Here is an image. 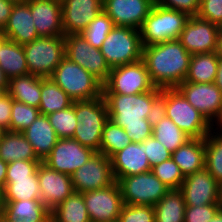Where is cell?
<instances>
[{
	"mask_svg": "<svg viewBox=\"0 0 222 222\" xmlns=\"http://www.w3.org/2000/svg\"><path fill=\"white\" fill-rule=\"evenodd\" d=\"M216 53L222 57V27H220V30L218 33Z\"/></svg>",
	"mask_w": 222,
	"mask_h": 222,
	"instance_id": "11a10c76",
	"label": "cell"
},
{
	"mask_svg": "<svg viewBox=\"0 0 222 222\" xmlns=\"http://www.w3.org/2000/svg\"><path fill=\"white\" fill-rule=\"evenodd\" d=\"M61 6L64 35L80 34L103 10V0H63Z\"/></svg>",
	"mask_w": 222,
	"mask_h": 222,
	"instance_id": "ffe728a7",
	"label": "cell"
},
{
	"mask_svg": "<svg viewBox=\"0 0 222 222\" xmlns=\"http://www.w3.org/2000/svg\"><path fill=\"white\" fill-rule=\"evenodd\" d=\"M37 178L40 201L50 211L74 192L70 175L57 172L43 162L38 165Z\"/></svg>",
	"mask_w": 222,
	"mask_h": 222,
	"instance_id": "e0dca14e",
	"label": "cell"
},
{
	"mask_svg": "<svg viewBox=\"0 0 222 222\" xmlns=\"http://www.w3.org/2000/svg\"><path fill=\"white\" fill-rule=\"evenodd\" d=\"M154 4L187 14L189 17L197 16L200 0H154Z\"/></svg>",
	"mask_w": 222,
	"mask_h": 222,
	"instance_id": "7dc6e473",
	"label": "cell"
},
{
	"mask_svg": "<svg viewBox=\"0 0 222 222\" xmlns=\"http://www.w3.org/2000/svg\"><path fill=\"white\" fill-rule=\"evenodd\" d=\"M47 118L58 138H73L78 124L75 115V101L70 107L47 115Z\"/></svg>",
	"mask_w": 222,
	"mask_h": 222,
	"instance_id": "f35d334b",
	"label": "cell"
},
{
	"mask_svg": "<svg viewBox=\"0 0 222 222\" xmlns=\"http://www.w3.org/2000/svg\"><path fill=\"white\" fill-rule=\"evenodd\" d=\"M218 212V204H207L200 207L186 206L184 222H210Z\"/></svg>",
	"mask_w": 222,
	"mask_h": 222,
	"instance_id": "7bdbcfd3",
	"label": "cell"
},
{
	"mask_svg": "<svg viewBox=\"0 0 222 222\" xmlns=\"http://www.w3.org/2000/svg\"><path fill=\"white\" fill-rule=\"evenodd\" d=\"M164 117H166V88L161 89V93L153 100L147 120L155 126Z\"/></svg>",
	"mask_w": 222,
	"mask_h": 222,
	"instance_id": "c3c4849f",
	"label": "cell"
},
{
	"mask_svg": "<svg viewBox=\"0 0 222 222\" xmlns=\"http://www.w3.org/2000/svg\"><path fill=\"white\" fill-rule=\"evenodd\" d=\"M171 158L179 166L184 177L203 169L205 167L204 138L188 140L172 153Z\"/></svg>",
	"mask_w": 222,
	"mask_h": 222,
	"instance_id": "484cf974",
	"label": "cell"
},
{
	"mask_svg": "<svg viewBox=\"0 0 222 222\" xmlns=\"http://www.w3.org/2000/svg\"><path fill=\"white\" fill-rule=\"evenodd\" d=\"M210 222H222V216L221 214L218 212L212 219Z\"/></svg>",
	"mask_w": 222,
	"mask_h": 222,
	"instance_id": "6f0895ef",
	"label": "cell"
},
{
	"mask_svg": "<svg viewBox=\"0 0 222 222\" xmlns=\"http://www.w3.org/2000/svg\"><path fill=\"white\" fill-rule=\"evenodd\" d=\"M23 49L29 74L47 78L65 57L64 36H41Z\"/></svg>",
	"mask_w": 222,
	"mask_h": 222,
	"instance_id": "52a82bcc",
	"label": "cell"
},
{
	"mask_svg": "<svg viewBox=\"0 0 222 222\" xmlns=\"http://www.w3.org/2000/svg\"><path fill=\"white\" fill-rule=\"evenodd\" d=\"M7 92L13 100L39 108L41 77L27 74L12 78L9 80Z\"/></svg>",
	"mask_w": 222,
	"mask_h": 222,
	"instance_id": "f1b7e54d",
	"label": "cell"
},
{
	"mask_svg": "<svg viewBox=\"0 0 222 222\" xmlns=\"http://www.w3.org/2000/svg\"><path fill=\"white\" fill-rule=\"evenodd\" d=\"M14 4L15 3L10 0H0V32L4 29L8 22Z\"/></svg>",
	"mask_w": 222,
	"mask_h": 222,
	"instance_id": "f907efd6",
	"label": "cell"
},
{
	"mask_svg": "<svg viewBox=\"0 0 222 222\" xmlns=\"http://www.w3.org/2000/svg\"><path fill=\"white\" fill-rule=\"evenodd\" d=\"M176 88L214 127H222V92L215 83L182 82Z\"/></svg>",
	"mask_w": 222,
	"mask_h": 222,
	"instance_id": "8fae6325",
	"label": "cell"
},
{
	"mask_svg": "<svg viewBox=\"0 0 222 222\" xmlns=\"http://www.w3.org/2000/svg\"><path fill=\"white\" fill-rule=\"evenodd\" d=\"M3 201L40 200L37 176L6 178Z\"/></svg>",
	"mask_w": 222,
	"mask_h": 222,
	"instance_id": "836d02e7",
	"label": "cell"
},
{
	"mask_svg": "<svg viewBox=\"0 0 222 222\" xmlns=\"http://www.w3.org/2000/svg\"><path fill=\"white\" fill-rule=\"evenodd\" d=\"M110 69L142 60L140 31L127 26H114L101 48Z\"/></svg>",
	"mask_w": 222,
	"mask_h": 222,
	"instance_id": "8992f818",
	"label": "cell"
},
{
	"mask_svg": "<svg viewBox=\"0 0 222 222\" xmlns=\"http://www.w3.org/2000/svg\"><path fill=\"white\" fill-rule=\"evenodd\" d=\"M190 58L178 39L143 46L142 60L152 83L160 89L176 88L185 81Z\"/></svg>",
	"mask_w": 222,
	"mask_h": 222,
	"instance_id": "7a4b0ae2",
	"label": "cell"
},
{
	"mask_svg": "<svg viewBox=\"0 0 222 222\" xmlns=\"http://www.w3.org/2000/svg\"><path fill=\"white\" fill-rule=\"evenodd\" d=\"M197 16L221 27L222 0H200V8Z\"/></svg>",
	"mask_w": 222,
	"mask_h": 222,
	"instance_id": "bcb514c9",
	"label": "cell"
},
{
	"mask_svg": "<svg viewBox=\"0 0 222 222\" xmlns=\"http://www.w3.org/2000/svg\"><path fill=\"white\" fill-rule=\"evenodd\" d=\"M22 133L41 161L49 155L59 139L47 116L41 114Z\"/></svg>",
	"mask_w": 222,
	"mask_h": 222,
	"instance_id": "cb8c5ba5",
	"label": "cell"
},
{
	"mask_svg": "<svg viewBox=\"0 0 222 222\" xmlns=\"http://www.w3.org/2000/svg\"><path fill=\"white\" fill-rule=\"evenodd\" d=\"M91 222H117L124 205L118 182L82 193Z\"/></svg>",
	"mask_w": 222,
	"mask_h": 222,
	"instance_id": "9a60e30c",
	"label": "cell"
},
{
	"mask_svg": "<svg viewBox=\"0 0 222 222\" xmlns=\"http://www.w3.org/2000/svg\"><path fill=\"white\" fill-rule=\"evenodd\" d=\"M9 86V79L7 78L5 72L0 67V87H8Z\"/></svg>",
	"mask_w": 222,
	"mask_h": 222,
	"instance_id": "db71d44e",
	"label": "cell"
},
{
	"mask_svg": "<svg viewBox=\"0 0 222 222\" xmlns=\"http://www.w3.org/2000/svg\"><path fill=\"white\" fill-rule=\"evenodd\" d=\"M145 148L143 142H131L110 158L115 181L126 176L151 171L152 168L146 157Z\"/></svg>",
	"mask_w": 222,
	"mask_h": 222,
	"instance_id": "44dd1931",
	"label": "cell"
},
{
	"mask_svg": "<svg viewBox=\"0 0 222 222\" xmlns=\"http://www.w3.org/2000/svg\"><path fill=\"white\" fill-rule=\"evenodd\" d=\"M13 1L14 3H23L26 2L27 0H10Z\"/></svg>",
	"mask_w": 222,
	"mask_h": 222,
	"instance_id": "be15d7a7",
	"label": "cell"
},
{
	"mask_svg": "<svg viewBox=\"0 0 222 222\" xmlns=\"http://www.w3.org/2000/svg\"><path fill=\"white\" fill-rule=\"evenodd\" d=\"M154 0H103V11L112 19L114 26L140 29L149 15Z\"/></svg>",
	"mask_w": 222,
	"mask_h": 222,
	"instance_id": "ac0fdd59",
	"label": "cell"
},
{
	"mask_svg": "<svg viewBox=\"0 0 222 222\" xmlns=\"http://www.w3.org/2000/svg\"><path fill=\"white\" fill-rule=\"evenodd\" d=\"M0 67L9 80L29 74L23 45L8 40L1 32Z\"/></svg>",
	"mask_w": 222,
	"mask_h": 222,
	"instance_id": "4316f807",
	"label": "cell"
},
{
	"mask_svg": "<svg viewBox=\"0 0 222 222\" xmlns=\"http://www.w3.org/2000/svg\"><path fill=\"white\" fill-rule=\"evenodd\" d=\"M143 143L146 146L145 154L151 165V168L171 158L172 152L167 150L165 146H163L153 136L147 138Z\"/></svg>",
	"mask_w": 222,
	"mask_h": 222,
	"instance_id": "ee69618b",
	"label": "cell"
},
{
	"mask_svg": "<svg viewBox=\"0 0 222 222\" xmlns=\"http://www.w3.org/2000/svg\"><path fill=\"white\" fill-rule=\"evenodd\" d=\"M7 130L0 125V138L5 134Z\"/></svg>",
	"mask_w": 222,
	"mask_h": 222,
	"instance_id": "94428289",
	"label": "cell"
},
{
	"mask_svg": "<svg viewBox=\"0 0 222 222\" xmlns=\"http://www.w3.org/2000/svg\"><path fill=\"white\" fill-rule=\"evenodd\" d=\"M219 206H222V183L219 184V191H218V202Z\"/></svg>",
	"mask_w": 222,
	"mask_h": 222,
	"instance_id": "9f6ffc18",
	"label": "cell"
},
{
	"mask_svg": "<svg viewBox=\"0 0 222 222\" xmlns=\"http://www.w3.org/2000/svg\"><path fill=\"white\" fill-rule=\"evenodd\" d=\"M113 27L112 19L102 10L81 34L91 46L100 49Z\"/></svg>",
	"mask_w": 222,
	"mask_h": 222,
	"instance_id": "74e56055",
	"label": "cell"
},
{
	"mask_svg": "<svg viewBox=\"0 0 222 222\" xmlns=\"http://www.w3.org/2000/svg\"><path fill=\"white\" fill-rule=\"evenodd\" d=\"M153 207L155 222H184L186 204L180 189H170Z\"/></svg>",
	"mask_w": 222,
	"mask_h": 222,
	"instance_id": "4dcf8cb0",
	"label": "cell"
},
{
	"mask_svg": "<svg viewBox=\"0 0 222 222\" xmlns=\"http://www.w3.org/2000/svg\"><path fill=\"white\" fill-rule=\"evenodd\" d=\"M96 153L73 138H59L49 155L42 161L49 168L72 175Z\"/></svg>",
	"mask_w": 222,
	"mask_h": 222,
	"instance_id": "4fadbf2b",
	"label": "cell"
},
{
	"mask_svg": "<svg viewBox=\"0 0 222 222\" xmlns=\"http://www.w3.org/2000/svg\"><path fill=\"white\" fill-rule=\"evenodd\" d=\"M1 33L10 41L24 45L40 37L30 12V0L15 3Z\"/></svg>",
	"mask_w": 222,
	"mask_h": 222,
	"instance_id": "603a6c76",
	"label": "cell"
},
{
	"mask_svg": "<svg viewBox=\"0 0 222 222\" xmlns=\"http://www.w3.org/2000/svg\"><path fill=\"white\" fill-rule=\"evenodd\" d=\"M189 16L177 10L153 5L140 27L143 46L179 39Z\"/></svg>",
	"mask_w": 222,
	"mask_h": 222,
	"instance_id": "5b68a950",
	"label": "cell"
},
{
	"mask_svg": "<svg viewBox=\"0 0 222 222\" xmlns=\"http://www.w3.org/2000/svg\"><path fill=\"white\" fill-rule=\"evenodd\" d=\"M161 93V89L125 95L118 93H102L108 108L109 119L122 127L132 142L141 143L152 136L153 126L147 120L153 100Z\"/></svg>",
	"mask_w": 222,
	"mask_h": 222,
	"instance_id": "6da1fadb",
	"label": "cell"
},
{
	"mask_svg": "<svg viewBox=\"0 0 222 222\" xmlns=\"http://www.w3.org/2000/svg\"><path fill=\"white\" fill-rule=\"evenodd\" d=\"M0 222H11L9 220H7L5 217L0 216Z\"/></svg>",
	"mask_w": 222,
	"mask_h": 222,
	"instance_id": "6125c7cd",
	"label": "cell"
},
{
	"mask_svg": "<svg viewBox=\"0 0 222 222\" xmlns=\"http://www.w3.org/2000/svg\"><path fill=\"white\" fill-rule=\"evenodd\" d=\"M118 222H155L153 206L123 205Z\"/></svg>",
	"mask_w": 222,
	"mask_h": 222,
	"instance_id": "b9f144b4",
	"label": "cell"
},
{
	"mask_svg": "<svg viewBox=\"0 0 222 222\" xmlns=\"http://www.w3.org/2000/svg\"><path fill=\"white\" fill-rule=\"evenodd\" d=\"M166 117L191 139L205 138L214 128L177 88H166Z\"/></svg>",
	"mask_w": 222,
	"mask_h": 222,
	"instance_id": "ba28073f",
	"label": "cell"
},
{
	"mask_svg": "<svg viewBox=\"0 0 222 222\" xmlns=\"http://www.w3.org/2000/svg\"><path fill=\"white\" fill-rule=\"evenodd\" d=\"M53 222H91L82 193L73 192L50 211Z\"/></svg>",
	"mask_w": 222,
	"mask_h": 222,
	"instance_id": "d6a6232c",
	"label": "cell"
},
{
	"mask_svg": "<svg viewBox=\"0 0 222 222\" xmlns=\"http://www.w3.org/2000/svg\"><path fill=\"white\" fill-rule=\"evenodd\" d=\"M39 115L40 111L38 108L12 99L9 131L22 133Z\"/></svg>",
	"mask_w": 222,
	"mask_h": 222,
	"instance_id": "ab89813d",
	"label": "cell"
},
{
	"mask_svg": "<svg viewBox=\"0 0 222 222\" xmlns=\"http://www.w3.org/2000/svg\"><path fill=\"white\" fill-rule=\"evenodd\" d=\"M205 168L222 183V127H214L204 138Z\"/></svg>",
	"mask_w": 222,
	"mask_h": 222,
	"instance_id": "e575fe53",
	"label": "cell"
},
{
	"mask_svg": "<svg viewBox=\"0 0 222 222\" xmlns=\"http://www.w3.org/2000/svg\"><path fill=\"white\" fill-rule=\"evenodd\" d=\"M219 55L216 52L191 55L188 74L184 82L214 83Z\"/></svg>",
	"mask_w": 222,
	"mask_h": 222,
	"instance_id": "f546056e",
	"label": "cell"
},
{
	"mask_svg": "<svg viewBox=\"0 0 222 222\" xmlns=\"http://www.w3.org/2000/svg\"><path fill=\"white\" fill-rule=\"evenodd\" d=\"M50 78L73 100H93L102 96L103 84L66 56Z\"/></svg>",
	"mask_w": 222,
	"mask_h": 222,
	"instance_id": "3957f363",
	"label": "cell"
},
{
	"mask_svg": "<svg viewBox=\"0 0 222 222\" xmlns=\"http://www.w3.org/2000/svg\"><path fill=\"white\" fill-rule=\"evenodd\" d=\"M75 115L78 124L73 139L99 152L102 132L109 120L103 95L93 100L75 101Z\"/></svg>",
	"mask_w": 222,
	"mask_h": 222,
	"instance_id": "277c9868",
	"label": "cell"
},
{
	"mask_svg": "<svg viewBox=\"0 0 222 222\" xmlns=\"http://www.w3.org/2000/svg\"><path fill=\"white\" fill-rule=\"evenodd\" d=\"M12 98L7 93L0 99V125L9 131L11 120Z\"/></svg>",
	"mask_w": 222,
	"mask_h": 222,
	"instance_id": "681fc988",
	"label": "cell"
},
{
	"mask_svg": "<svg viewBox=\"0 0 222 222\" xmlns=\"http://www.w3.org/2000/svg\"><path fill=\"white\" fill-rule=\"evenodd\" d=\"M125 205L154 206L170 190L152 171L117 180Z\"/></svg>",
	"mask_w": 222,
	"mask_h": 222,
	"instance_id": "9c48e42d",
	"label": "cell"
},
{
	"mask_svg": "<svg viewBox=\"0 0 222 222\" xmlns=\"http://www.w3.org/2000/svg\"><path fill=\"white\" fill-rule=\"evenodd\" d=\"M152 136L172 153L191 139L167 117H164L158 124L153 126Z\"/></svg>",
	"mask_w": 222,
	"mask_h": 222,
	"instance_id": "d590c367",
	"label": "cell"
},
{
	"mask_svg": "<svg viewBox=\"0 0 222 222\" xmlns=\"http://www.w3.org/2000/svg\"><path fill=\"white\" fill-rule=\"evenodd\" d=\"M41 160H16L8 163L6 178L37 176V168Z\"/></svg>",
	"mask_w": 222,
	"mask_h": 222,
	"instance_id": "f6af8a7d",
	"label": "cell"
},
{
	"mask_svg": "<svg viewBox=\"0 0 222 222\" xmlns=\"http://www.w3.org/2000/svg\"><path fill=\"white\" fill-rule=\"evenodd\" d=\"M64 41L65 56L104 84L111 69L107 65L100 49L91 46L81 33L64 35Z\"/></svg>",
	"mask_w": 222,
	"mask_h": 222,
	"instance_id": "7c38bea8",
	"label": "cell"
},
{
	"mask_svg": "<svg viewBox=\"0 0 222 222\" xmlns=\"http://www.w3.org/2000/svg\"><path fill=\"white\" fill-rule=\"evenodd\" d=\"M73 100L50 78L41 77V115H49L73 104Z\"/></svg>",
	"mask_w": 222,
	"mask_h": 222,
	"instance_id": "1f68e13d",
	"label": "cell"
},
{
	"mask_svg": "<svg viewBox=\"0 0 222 222\" xmlns=\"http://www.w3.org/2000/svg\"><path fill=\"white\" fill-rule=\"evenodd\" d=\"M2 216L11 222H46L50 210L40 200L3 201Z\"/></svg>",
	"mask_w": 222,
	"mask_h": 222,
	"instance_id": "d4e9b609",
	"label": "cell"
},
{
	"mask_svg": "<svg viewBox=\"0 0 222 222\" xmlns=\"http://www.w3.org/2000/svg\"><path fill=\"white\" fill-rule=\"evenodd\" d=\"M219 30L218 25L192 16L178 40L191 55L216 52Z\"/></svg>",
	"mask_w": 222,
	"mask_h": 222,
	"instance_id": "2e32d148",
	"label": "cell"
},
{
	"mask_svg": "<svg viewBox=\"0 0 222 222\" xmlns=\"http://www.w3.org/2000/svg\"><path fill=\"white\" fill-rule=\"evenodd\" d=\"M7 90L8 87H0V99L8 93Z\"/></svg>",
	"mask_w": 222,
	"mask_h": 222,
	"instance_id": "680465c9",
	"label": "cell"
},
{
	"mask_svg": "<svg viewBox=\"0 0 222 222\" xmlns=\"http://www.w3.org/2000/svg\"><path fill=\"white\" fill-rule=\"evenodd\" d=\"M219 213H220L221 216H222V206H219Z\"/></svg>",
	"mask_w": 222,
	"mask_h": 222,
	"instance_id": "e7e4bbea",
	"label": "cell"
},
{
	"mask_svg": "<svg viewBox=\"0 0 222 222\" xmlns=\"http://www.w3.org/2000/svg\"><path fill=\"white\" fill-rule=\"evenodd\" d=\"M0 159L5 163L16 160H40L21 132L6 131L0 138Z\"/></svg>",
	"mask_w": 222,
	"mask_h": 222,
	"instance_id": "83f0119b",
	"label": "cell"
},
{
	"mask_svg": "<svg viewBox=\"0 0 222 222\" xmlns=\"http://www.w3.org/2000/svg\"><path fill=\"white\" fill-rule=\"evenodd\" d=\"M46 222H53V219L50 217Z\"/></svg>",
	"mask_w": 222,
	"mask_h": 222,
	"instance_id": "03108f58",
	"label": "cell"
},
{
	"mask_svg": "<svg viewBox=\"0 0 222 222\" xmlns=\"http://www.w3.org/2000/svg\"><path fill=\"white\" fill-rule=\"evenodd\" d=\"M3 215V194L2 191H0V216Z\"/></svg>",
	"mask_w": 222,
	"mask_h": 222,
	"instance_id": "91938a15",
	"label": "cell"
},
{
	"mask_svg": "<svg viewBox=\"0 0 222 222\" xmlns=\"http://www.w3.org/2000/svg\"><path fill=\"white\" fill-rule=\"evenodd\" d=\"M131 142L126 131L109 119L102 132L99 152L111 158L115 153L124 149Z\"/></svg>",
	"mask_w": 222,
	"mask_h": 222,
	"instance_id": "8d00e7d4",
	"label": "cell"
},
{
	"mask_svg": "<svg viewBox=\"0 0 222 222\" xmlns=\"http://www.w3.org/2000/svg\"><path fill=\"white\" fill-rule=\"evenodd\" d=\"M30 12L40 37L64 36L61 2L30 0Z\"/></svg>",
	"mask_w": 222,
	"mask_h": 222,
	"instance_id": "7402d4cb",
	"label": "cell"
},
{
	"mask_svg": "<svg viewBox=\"0 0 222 222\" xmlns=\"http://www.w3.org/2000/svg\"><path fill=\"white\" fill-rule=\"evenodd\" d=\"M154 88L146 64L140 60L112 68L107 81L103 84V93L132 95L145 93Z\"/></svg>",
	"mask_w": 222,
	"mask_h": 222,
	"instance_id": "30bf717a",
	"label": "cell"
},
{
	"mask_svg": "<svg viewBox=\"0 0 222 222\" xmlns=\"http://www.w3.org/2000/svg\"><path fill=\"white\" fill-rule=\"evenodd\" d=\"M186 206L217 204L219 183L208 170L203 169L186 176L180 187Z\"/></svg>",
	"mask_w": 222,
	"mask_h": 222,
	"instance_id": "d6986e66",
	"label": "cell"
},
{
	"mask_svg": "<svg viewBox=\"0 0 222 222\" xmlns=\"http://www.w3.org/2000/svg\"><path fill=\"white\" fill-rule=\"evenodd\" d=\"M71 179L74 192L84 193L106 188L115 182L111 159L96 152L71 175Z\"/></svg>",
	"mask_w": 222,
	"mask_h": 222,
	"instance_id": "5bb4252c",
	"label": "cell"
},
{
	"mask_svg": "<svg viewBox=\"0 0 222 222\" xmlns=\"http://www.w3.org/2000/svg\"><path fill=\"white\" fill-rule=\"evenodd\" d=\"M7 167H8V164L0 159V191L2 192L5 188Z\"/></svg>",
	"mask_w": 222,
	"mask_h": 222,
	"instance_id": "816d5d0a",
	"label": "cell"
},
{
	"mask_svg": "<svg viewBox=\"0 0 222 222\" xmlns=\"http://www.w3.org/2000/svg\"><path fill=\"white\" fill-rule=\"evenodd\" d=\"M151 171L169 189H180L185 178L172 158L153 166Z\"/></svg>",
	"mask_w": 222,
	"mask_h": 222,
	"instance_id": "60d3db41",
	"label": "cell"
},
{
	"mask_svg": "<svg viewBox=\"0 0 222 222\" xmlns=\"http://www.w3.org/2000/svg\"><path fill=\"white\" fill-rule=\"evenodd\" d=\"M214 83L222 92V57L221 56H219L218 68H217V73H216Z\"/></svg>",
	"mask_w": 222,
	"mask_h": 222,
	"instance_id": "f5cc1de1",
	"label": "cell"
}]
</instances>
